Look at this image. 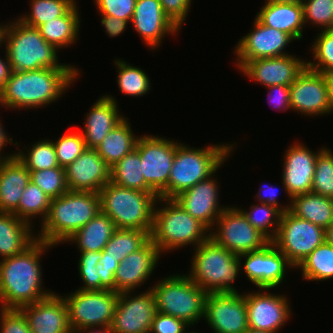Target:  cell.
Listing matches in <instances>:
<instances>
[{
  "instance_id": "6da1fadb",
  "label": "cell",
  "mask_w": 333,
  "mask_h": 333,
  "mask_svg": "<svg viewBox=\"0 0 333 333\" xmlns=\"http://www.w3.org/2000/svg\"><path fill=\"white\" fill-rule=\"evenodd\" d=\"M80 73L74 64L11 72L0 90V107L18 111L46 107L59 100L76 79L79 80Z\"/></svg>"
},
{
  "instance_id": "7a4b0ae2",
  "label": "cell",
  "mask_w": 333,
  "mask_h": 333,
  "mask_svg": "<svg viewBox=\"0 0 333 333\" xmlns=\"http://www.w3.org/2000/svg\"><path fill=\"white\" fill-rule=\"evenodd\" d=\"M52 247L36 239L22 253L0 260V308L19 309L54 293L43 289L40 263L42 255Z\"/></svg>"
},
{
  "instance_id": "3957f363",
  "label": "cell",
  "mask_w": 333,
  "mask_h": 333,
  "mask_svg": "<svg viewBox=\"0 0 333 333\" xmlns=\"http://www.w3.org/2000/svg\"><path fill=\"white\" fill-rule=\"evenodd\" d=\"M99 211V193L68 190L51 200L47 217L39 226L41 230L36 233V239L53 246L62 244Z\"/></svg>"
},
{
  "instance_id": "277c9868",
  "label": "cell",
  "mask_w": 333,
  "mask_h": 333,
  "mask_svg": "<svg viewBox=\"0 0 333 333\" xmlns=\"http://www.w3.org/2000/svg\"><path fill=\"white\" fill-rule=\"evenodd\" d=\"M0 44L4 45L12 72L40 68H60L58 50L47 43L38 28L18 19L0 26Z\"/></svg>"
},
{
  "instance_id": "5b68a950",
  "label": "cell",
  "mask_w": 333,
  "mask_h": 333,
  "mask_svg": "<svg viewBox=\"0 0 333 333\" xmlns=\"http://www.w3.org/2000/svg\"><path fill=\"white\" fill-rule=\"evenodd\" d=\"M159 202L162 205L158 206ZM209 237L210 230L199 220L193 218L174 199H157L150 239L161 254L188 245H192L195 249Z\"/></svg>"
},
{
  "instance_id": "8992f818",
  "label": "cell",
  "mask_w": 333,
  "mask_h": 333,
  "mask_svg": "<svg viewBox=\"0 0 333 333\" xmlns=\"http://www.w3.org/2000/svg\"><path fill=\"white\" fill-rule=\"evenodd\" d=\"M236 148L233 144H210L193 148L184 143L176 147L174 162L167 184V199L191 188L217 173ZM223 164V165H222Z\"/></svg>"
},
{
  "instance_id": "52a82bcc",
  "label": "cell",
  "mask_w": 333,
  "mask_h": 333,
  "mask_svg": "<svg viewBox=\"0 0 333 333\" xmlns=\"http://www.w3.org/2000/svg\"><path fill=\"white\" fill-rule=\"evenodd\" d=\"M240 262L238 255L209 237L194 249L187 275L208 294L238 292L233 283L239 276Z\"/></svg>"
},
{
  "instance_id": "ba28073f",
  "label": "cell",
  "mask_w": 333,
  "mask_h": 333,
  "mask_svg": "<svg viewBox=\"0 0 333 333\" xmlns=\"http://www.w3.org/2000/svg\"><path fill=\"white\" fill-rule=\"evenodd\" d=\"M101 211L109 216L117 229H138L151 233L155 192L120 187L108 182L100 191Z\"/></svg>"
},
{
  "instance_id": "9c48e42d",
  "label": "cell",
  "mask_w": 333,
  "mask_h": 333,
  "mask_svg": "<svg viewBox=\"0 0 333 333\" xmlns=\"http://www.w3.org/2000/svg\"><path fill=\"white\" fill-rule=\"evenodd\" d=\"M149 288L155 295L157 312L181 319L191 327L204 318L208 293L187 274H171Z\"/></svg>"
},
{
  "instance_id": "30bf717a",
  "label": "cell",
  "mask_w": 333,
  "mask_h": 333,
  "mask_svg": "<svg viewBox=\"0 0 333 333\" xmlns=\"http://www.w3.org/2000/svg\"><path fill=\"white\" fill-rule=\"evenodd\" d=\"M68 309L72 332L88 327L111 326L119 293L111 290H74L62 295Z\"/></svg>"
},
{
  "instance_id": "8fae6325",
  "label": "cell",
  "mask_w": 333,
  "mask_h": 333,
  "mask_svg": "<svg viewBox=\"0 0 333 333\" xmlns=\"http://www.w3.org/2000/svg\"><path fill=\"white\" fill-rule=\"evenodd\" d=\"M324 241L323 228L286 211L281 214L276 237L271 242L286 256L294 269H297Z\"/></svg>"
},
{
  "instance_id": "7c38bea8",
  "label": "cell",
  "mask_w": 333,
  "mask_h": 333,
  "mask_svg": "<svg viewBox=\"0 0 333 333\" xmlns=\"http://www.w3.org/2000/svg\"><path fill=\"white\" fill-rule=\"evenodd\" d=\"M178 142L158 135L142 134L138 138L135 149L140 155L142 175L159 198L167 199V184Z\"/></svg>"
},
{
  "instance_id": "4fadbf2b",
  "label": "cell",
  "mask_w": 333,
  "mask_h": 333,
  "mask_svg": "<svg viewBox=\"0 0 333 333\" xmlns=\"http://www.w3.org/2000/svg\"><path fill=\"white\" fill-rule=\"evenodd\" d=\"M210 238L235 255L257 251L271 241L248 222L241 208L230 206L220 214Z\"/></svg>"
},
{
  "instance_id": "5bb4252c",
  "label": "cell",
  "mask_w": 333,
  "mask_h": 333,
  "mask_svg": "<svg viewBox=\"0 0 333 333\" xmlns=\"http://www.w3.org/2000/svg\"><path fill=\"white\" fill-rule=\"evenodd\" d=\"M238 257L241 261V274L242 271L245 272L248 280L260 289H276L283 284L286 270L294 269L286 256L272 242L260 250L244 253Z\"/></svg>"
},
{
  "instance_id": "9a60e30c",
  "label": "cell",
  "mask_w": 333,
  "mask_h": 333,
  "mask_svg": "<svg viewBox=\"0 0 333 333\" xmlns=\"http://www.w3.org/2000/svg\"><path fill=\"white\" fill-rule=\"evenodd\" d=\"M269 290L259 288L257 292L244 293L249 329L277 333L291 318V305L286 295Z\"/></svg>"
},
{
  "instance_id": "2e32d148",
  "label": "cell",
  "mask_w": 333,
  "mask_h": 333,
  "mask_svg": "<svg viewBox=\"0 0 333 333\" xmlns=\"http://www.w3.org/2000/svg\"><path fill=\"white\" fill-rule=\"evenodd\" d=\"M251 30L235 45L237 70L248 60L289 55L286 47L295 40L286 32L265 26L256 17Z\"/></svg>"
},
{
  "instance_id": "e0dca14e",
  "label": "cell",
  "mask_w": 333,
  "mask_h": 333,
  "mask_svg": "<svg viewBox=\"0 0 333 333\" xmlns=\"http://www.w3.org/2000/svg\"><path fill=\"white\" fill-rule=\"evenodd\" d=\"M119 293L111 324L113 333H149L157 313L155 295L149 288L145 292Z\"/></svg>"
},
{
  "instance_id": "ac0fdd59",
  "label": "cell",
  "mask_w": 333,
  "mask_h": 333,
  "mask_svg": "<svg viewBox=\"0 0 333 333\" xmlns=\"http://www.w3.org/2000/svg\"><path fill=\"white\" fill-rule=\"evenodd\" d=\"M204 319L214 333H245L249 326L244 293H209Z\"/></svg>"
},
{
  "instance_id": "d6986e66",
  "label": "cell",
  "mask_w": 333,
  "mask_h": 333,
  "mask_svg": "<svg viewBox=\"0 0 333 333\" xmlns=\"http://www.w3.org/2000/svg\"><path fill=\"white\" fill-rule=\"evenodd\" d=\"M290 104L301 116L331 114L325 74L306 67L290 85Z\"/></svg>"
},
{
  "instance_id": "ffe728a7",
  "label": "cell",
  "mask_w": 333,
  "mask_h": 333,
  "mask_svg": "<svg viewBox=\"0 0 333 333\" xmlns=\"http://www.w3.org/2000/svg\"><path fill=\"white\" fill-rule=\"evenodd\" d=\"M307 67V61L289 54L281 57L248 60L239 72L264 87L290 86Z\"/></svg>"
},
{
  "instance_id": "44dd1931",
  "label": "cell",
  "mask_w": 333,
  "mask_h": 333,
  "mask_svg": "<svg viewBox=\"0 0 333 333\" xmlns=\"http://www.w3.org/2000/svg\"><path fill=\"white\" fill-rule=\"evenodd\" d=\"M287 148L281 178L286 196L291 200L294 196L311 192L316 159L321 149L314 152L305 143L297 141Z\"/></svg>"
},
{
  "instance_id": "7402d4cb",
  "label": "cell",
  "mask_w": 333,
  "mask_h": 333,
  "mask_svg": "<svg viewBox=\"0 0 333 333\" xmlns=\"http://www.w3.org/2000/svg\"><path fill=\"white\" fill-rule=\"evenodd\" d=\"M214 176L216 177L215 173L173 198L178 205L209 230L213 229L220 214L228 207L219 205L220 186Z\"/></svg>"
},
{
  "instance_id": "603a6c76",
  "label": "cell",
  "mask_w": 333,
  "mask_h": 333,
  "mask_svg": "<svg viewBox=\"0 0 333 333\" xmlns=\"http://www.w3.org/2000/svg\"><path fill=\"white\" fill-rule=\"evenodd\" d=\"M131 25L152 50L161 46L167 34L176 35L180 30L164 13L160 0H136Z\"/></svg>"
},
{
  "instance_id": "cb8c5ba5",
  "label": "cell",
  "mask_w": 333,
  "mask_h": 333,
  "mask_svg": "<svg viewBox=\"0 0 333 333\" xmlns=\"http://www.w3.org/2000/svg\"><path fill=\"white\" fill-rule=\"evenodd\" d=\"M65 171L70 191L99 193L111 181L110 166L93 148H87Z\"/></svg>"
},
{
  "instance_id": "d4e9b609",
  "label": "cell",
  "mask_w": 333,
  "mask_h": 333,
  "mask_svg": "<svg viewBox=\"0 0 333 333\" xmlns=\"http://www.w3.org/2000/svg\"><path fill=\"white\" fill-rule=\"evenodd\" d=\"M161 255L151 239L141 249L127 255L115 272V292H134L144 285L152 276Z\"/></svg>"
},
{
  "instance_id": "484cf974",
  "label": "cell",
  "mask_w": 333,
  "mask_h": 333,
  "mask_svg": "<svg viewBox=\"0 0 333 333\" xmlns=\"http://www.w3.org/2000/svg\"><path fill=\"white\" fill-rule=\"evenodd\" d=\"M28 321L31 333H72L68 323V309L57 292L51 296L19 308Z\"/></svg>"
},
{
  "instance_id": "4316f807",
  "label": "cell",
  "mask_w": 333,
  "mask_h": 333,
  "mask_svg": "<svg viewBox=\"0 0 333 333\" xmlns=\"http://www.w3.org/2000/svg\"><path fill=\"white\" fill-rule=\"evenodd\" d=\"M114 96L105 94L95 101L85 116L84 130L80 131L87 148L96 149L107 134L126 117L119 113Z\"/></svg>"
},
{
  "instance_id": "83f0119b",
  "label": "cell",
  "mask_w": 333,
  "mask_h": 333,
  "mask_svg": "<svg viewBox=\"0 0 333 333\" xmlns=\"http://www.w3.org/2000/svg\"><path fill=\"white\" fill-rule=\"evenodd\" d=\"M256 18L265 26L286 32L295 41L303 38L306 26L302 3L265 1Z\"/></svg>"
},
{
  "instance_id": "f1b7e54d",
  "label": "cell",
  "mask_w": 333,
  "mask_h": 333,
  "mask_svg": "<svg viewBox=\"0 0 333 333\" xmlns=\"http://www.w3.org/2000/svg\"><path fill=\"white\" fill-rule=\"evenodd\" d=\"M30 171L15 156L0 160V212L13 213L27 187Z\"/></svg>"
},
{
  "instance_id": "f546056e",
  "label": "cell",
  "mask_w": 333,
  "mask_h": 333,
  "mask_svg": "<svg viewBox=\"0 0 333 333\" xmlns=\"http://www.w3.org/2000/svg\"><path fill=\"white\" fill-rule=\"evenodd\" d=\"M29 223L13 213L0 212V260L22 253L35 240L36 235Z\"/></svg>"
},
{
  "instance_id": "4dcf8cb0",
  "label": "cell",
  "mask_w": 333,
  "mask_h": 333,
  "mask_svg": "<svg viewBox=\"0 0 333 333\" xmlns=\"http://www.w3.org/2000/svg\"><path fill=\"white\" fill-rule=\"evenodd\" d=\"M78 4H74L63 16L40 25L38 30L45 41L58 51L77 43L80 33V13Z\"/></svg>"
},
{
  "instance_id": "1f68e13d",
  "label": "cell",
  "mask_w": 333,
  "mask_h": 333,
  "mask_svg": "<svg viewBox=\"0 0 333 333\" xmlns=\"http://www.w3.org/2000/svg\"><path fill=\"white\" fill-rule=\"evenodd\" d=\"M116 230L117 227L112 219L99 211L65 242L75 243L79 251H103Z\"/></svg>"
},
{
  "instance_id": "d6a6232c",
  "label": "cell",
  "mask_w": 333,
  "mask_h": 333,
  "mask_svg": "<svg viewBox=\"0 0 333 333\" xmlns=\"http://www.w3.org/2000/svg\"><path fill=\"white\" fill-rule=\"evenodd\" d=\"M289 211L325 230L333 223V198L312 192L300 194L291 198Z\"/></svg>"
},
{
  "instance_id": "836d02e7",
  "label": "cell",
  "mask_w": 333,
  "mask_h": 333,
  "mask_svg": "<svg viewBox=\"0 0 333 333\" xmlns=\"http://www.w3.org/2000/svg\"><path fill=\"white\" fill-rule=\"evenodd\" d=\"M139 137L134 135L131 123L126 117L107 134L96 150L111 168L136 148Z\"/></svg>"
},
{
  "instance_id": "e575fe53",
  "label": "cell",
  "mask_w": 333,
  "mask_h": 333,
  "mask_svg": "<svg viewBox=\"0 0 333 333\" xmlns=\"http://www.w3.org/2000/svg\"><path fill=\"white\" fill-rule=\"evenodd\" d=\"M120 187L145 192H154L142 175L139 152L134 149L111 167V181Z\"/></svg>"
},
{
  "instance_id": "d590c367",
  "label": "cell",
  "mask_w": 333,
  "mask_h": 333,
  "mask_svg": "<svg viewBox=\"0 0 333 333\" xmlns=\"http://www.w3.org/2000/svg\"><path fill=\"white\" fill-rule=\"evenodd\" d=\"M306 281L333 279V246L326 241L312 251L297 267Z\"/></svg>"
},
{
  "instance_id": "8d00e7d4",
  "label": "cell",
  "mask_w": 333,
  "mask_h": 333,
  "mask_svg": "<svg viewBox=\"0 0 333 333\" xmlns=\"http://www.w3.org/2000/svg\"><path fill=\"white\" fill-rule=\"evenodd\" d=\"M150 240L147 231L138 229H117L104 247L105 258L119 263L129 254L141 249Z\"/></svg>"
},
{
  "instance_id": "74e56055",
  "label": "cell",
  "mask_w": 333,
  "mask_h": 333,
  "mask_svg": "<svg viewBox=\"0 0 333 333\" xmlns=\"http://www.w3.org/2000/svg\"><path fill=\"white\" fill-rule=\"evenodd\" d=\"M51 200L37 185L30 181L22 192L18 208L13 214L31 226L33 225L32 220L36 217L42 224L47 217Z\"/></svg>"
},
{
  "instance_id": "f35d334b",
  "label": "cell",
  "mask_w": 333,
  "mask_h": 333,
  "mask_svg": "<svg viewBox=\"0 0 333 333\" xmlns=\"http://www.w3.org/2000/svg\"><path fill=\"white\" fill-rule=\"evenodd\" d=\"M114 64L116 68L117 75V87L122 94L126 96L141 97L150 92L151 82L150 78L147 76L145 70L132 66L125 60L115 59Z\"/></svg>"
},
{
  "instance_id": "ab89813d",
  "label": "cell",
  "mask_w": 333,
  "mask_h": 333,
  "mask_svg": "<svg viewBox=\"0 0 333 333\" xmlns=\"http://www.w3.org/2000/svg\"><path fill=\"white\" fill-rule=\"evenodd\" d=\"M75 3L76 0H31L29 14H21L17 19L38 28L49 20L63 16Z\"/></svg>"
},
{
  "instance_id": "60d3db41",
  "label": "cell",
  "mask_w": 333,
  "mask_h": 333,
  "mask_svg": "<svg viewBox=\"0 0 333 333\" xmlns=\"http://www.w3.org/2000/svg\"><path fill=\"white\" fill-rule=\"evenodd\" d=\"M16 157L29 171H41L60 167L57 162L56 152L52 140L41 139L29 146L27 152L16 149Z\"/></svg>"
},
{
  "instance_id": "b9f144b4",
  "label": "cell",
  "mask_w": 333,
  "mask_h": 333,
  "mask_svg": "<svg viewBox=\"0 0 333 333\" xmlns=\"http://www.w3.org/2000/svg\"><path fill=\"white\" fill-rule=\"evenodd\" d=\"M249 208L250 210L241 209L248 222L272 241L276 237L282 213L275 207L264 203L252 204Z\"/></svg>"
},
{
  "instance_id": "7bdbcfd3",
  "label": "cell",
  "mask_w": 333,
  "mask_h": 333,
  "mask_svg": "<svg viewBox=\"0 0 333 333\" xmlns=\"http://www.w3.org/2000/svg\"><path fill=\"white\" fill-rule=\"evenodd\" d=\"M314 37L311 47L312 60H307V67L315 72L328 73L333 71V30H320Z\"/></svg>"
},
{
  "instance_id": "ee69618b",
  "label": "cell",
  "mask_w": 333,
  "mask_h": 333,
  "mask_svg": "<svg viewBox=\"0 0 333 333\" xmlns=\"http://www.w3.org/2000/svg\"><path fill=\"white\" fill-rule=\"evenodd\" d=\"M311 192L333 198V152L327 147L317 155Z\"/></svg>"
},
{
  "instance_id": "f6af8a7d",
  "label": "cell",
  "mask_w": 333,
  "mask_h": 333,
  "mask_svg": "<svg viewBox=\"0 0 333 333\" xmlns=\"http://www.w3.org/2000/svg\"><path fill=\"white\" fill-rule=\"evenodd\" d=\"M30 179L51 199L58 198L68 191L66 171L63 167L30 171Z\"/></svg>"
},
{
  "instance_id": "bcb514c9",
  "label": "cell",
  "mask_w": 333,
  "mask_h": 333,
  "mask_svg": "<svg viewBox=\"0 0 333 333\" xmlns=\"http://www.w3.org/2000/svg\"><path fill=\"white\" fill-rule=\"evenodd\" d=\"M52 142L57 162L63 168L74 162L87 149L83 135L80 131L74 129L62 134L56 141Z\"/></svg>"
},
{
  "instance_id": "7dc6e473",
  "label": "cell",
  "mask_w": 333,
  "mask_h": 333,
  "mask_svg": "<svg viewBox=\"0 0 333 333\" xmlns=\"http://www.w3.org/2000/svg\"><path fill=\"white\" fill-rule=\"evenodd\" d=\"M79 253L78 271L84 285L78 290L101 291V266L98 261L102 251H79Z\"/></svg>"
},
{
  "instance_id": "c3c4849f",
  "label": "cell",
  "mask_w": 333,
  "mask_h": 333,
  "mask_svg": "<svg viewBox=\"0 0 333 333\" xmlns=\"http://www.w3.org/2000/svg\"><path fill=\"white\" fill-rule=\"evenodd\" d=\"M304 24L333 30V0H303Z\"/></svg>"
},
{
  "instance_id": "681fc988",
  "label": "cell",
  "mask_w": 333,
  "mask_h": 333,
  "mask_svg": "<svg viewBox=\"0 0 333 333\" xmlns=\"http://www.w3.org/2000/svg\"><path fill=\"white\" fill-rule=\"evenodd\" d=\"M99 15H110L131 22L136 0H95Z\"/></svg>"
},
{
  "instance_id": "f907efd6",
  "label": "cell",
  "mask_w": 333,
  "mask_h": 333,
  "mask_svg": "<svg viewBox=\"0 0 333 333\" xmlns=\"http://www.w3.org/2000/svg\"><path fill=\"white\" fill-rule=\"evenodd\" d=\"M0 330V333H31L26 317L16 308H0Z\"/></svg>"
},
{
  "instance_id": "816d5d0a",
  "label": "cell",
  "mask_w": 333,
  "mask_h": 333,
  "mask_svg": "<svg viewBox=\"0 0 333 333\" xmlns=\"http://www.w3.org/2000/svg\"><path fill=\"white\" fill-rule=\"evenodd\" d=\"M189 327L191 326L181 319L157 312L149 333H186Z\"/></svg>"
},
{
  "instance_id": "f5cc1de1",
  "label": "cell",
  "mask_w": 333,
  "mask_h": 333,
  "mask_svg": "<svg viewBox=\"0 0 333 333\" xmlns=\"http://www.w3.org/2000/svg\"><path fill=\"white\" fill-rule=\"evenodd\" d=\"M192 0H160L164 13L181 30L187 19Z\"/></svg>"
},
{
  "instance_id": "db71d44e",
  "label": "cell",
  "mask_w": 333,
  "mask_h": 333,
  "mask_svg": "<svg viewBox=\"0 0 333 333\" xmlns=\"http://www.w3.org/2000/svg\"><path fill=\"white\" fill-rule=\"evenodd\" d=\"M98 263L101 266V290L115 291V272L119 262L116 259L105 258V251L103 250Z\"/></svg>"
},
{
  "instance_id": "11a10c76",
  "label": "cell",
  "mask_w": 333,
  "mask_h": 333,
  "mask_svg": "<svg viewBox=\"0 0 333 333\" xmlns=\"http://www.w3.org/2000/svg\"><path fill=\"white\" fill-rule=\"evenodd\" d=\"M268 101L275 109L282 111L291 110L290 104V86L275 85L267 88Z\"/></svg>"
},
{
  "instance_id": "9f6ffc18",
  "label": "cell",
  "mask_w": 333,
  "mask_h": 333,
  "mask_svg": "<svg viewBox=\"0 0 333 333\" xmlns=\"http://www.w3.org/2000/svg\"><path fill=\"white\" fill-rule=\"evenodd\" d=\"M278 193L279 192L277 191L276 187L270 184L267 185L265 184V186L262 185V187H260L255 197L259 203L268 204L278 209L281 213H285L286 211H289L291 207V201H289L290 203L289 204L287 203V205L284 204L285 206L281 205L277 200Z\"/></svg>"
},
{
  "instance_id": "6f0895ef",
  "label": "cell",
  "mask_w": 333,
  "mask_h": 333,
  "mask_svg": "<svg viewBox=\"0 0 333 333\" xmlns=\"http://www.w3.org/2000/svg\"><path fill=\"white\" fill-rule=\"evenodd\" d=\"M129 21H125L110 15H101V25L110 38L119 36L125 31Z\"/></svg>"
},
{
  "instance_id": "680465c9",
  "label": "cell",
  "mask_w": 333,
  "mask_h": 333,
  "mask_svg": "<svg viewBox=\"0 0 333 333\" xmlns=\"http://www.w3.org/2000/svg\"><path fill=\"white\" fill-rule=\"evenodd\" d=\"M1 119V118H0ZM2 120H0V152L3 151L4 146H7V144H13L14 146H20L18 142H13V137H9L7 132H5V129L3 127V124L1 123ZM16 156V153H10L6 154L5 156L3 155V152L0 153V160L4 159H10Z\"/></svg>"
},
{
  "instance_id": "91938a15",
  "label": "cell",
  "mask_w": 333,
  "mask_h": 333,
  "mask_svg": "<svg viewBox=\"0 0 333 333\" xmlns=\"http://www.w3.org/2000/svg\"><path fill=\"white\" fill-rule=\"evenodd\" d=\"M1 47L2 45L0 44V48ZM4 53V58L0 57V90L5 86L6 81L9 79V76L12 72L6 51H4Z\"/></svg>"
},
{
  "instance_id": "94428289",
  "label": "cell",
  "mask_w": 333,
  "mask_h": 333,
  "mask_svg": "<svg viewBox=\"0 0 333 333\" xmlns=\"http://www.w3.org/2000/svg\"><path fill=\"white\" fill-rule=\"evenodd\" d=\"M325 78L327 82V88H328V97H329V103L331 107V113H333V71L325 73Z\"/></svg>"
},
{
  "instance_id": "6125c7cd",
  "label": "cell",
  "mask_w": 333,
  "mask_h": 333,
  "mask_svg": "<svg viewBox=\"0 0 333 333\" xmlns=\"http://www.w3.org/2000/svg\"><path fill=\"white\" fill-rule=\"evenodd\" d=\"M73 333H113V332L111 330V326H104V327L83 328Z\"/></svg>"
},
{
  "instance_id": "be15d7a7",
  "label": "cell",
  "mask_w": 333,
  "mask_h": 333,
  "mask_svg": "<svg viewBox=\"0 0 333 333\" xmlns=\"http://www.w3.org/2000/svg\"><path fill=\"white\" fill-rule=\"evenodd\" d=\"M325 241L333 246V223L325 229Z\"/></svg>"
},
{
  "instance_id": "e7e4bbea",
  "label": "cell",
  "mask_w": 333,
  "mask_h": 333,
  "mask_svg": "<svg viewBox=\"0 0 333 333\" xmlns=\"http://www.w3.org/2000/svg\"><path fill=\"white\" fill-rule=\"evenodd\" d=\"M270 2L302 3L303 0H265Z\"/></svg>"
},
{
  "instance_id": "03108f58",
  "label": "cell",
  "mask_w": 333,
  "mask_h": 333,
  "mask_svg": "<svg viewBox=\"0 0 333 333\" xmlns=\"http://www.w3.org/2000/svg\"><path fill=\"white\" fill-rule=\"evenodd\" d=\"M245 333H272V332H266V331L255 330V329H248Z\"/></svg>"
}]
</instances>
